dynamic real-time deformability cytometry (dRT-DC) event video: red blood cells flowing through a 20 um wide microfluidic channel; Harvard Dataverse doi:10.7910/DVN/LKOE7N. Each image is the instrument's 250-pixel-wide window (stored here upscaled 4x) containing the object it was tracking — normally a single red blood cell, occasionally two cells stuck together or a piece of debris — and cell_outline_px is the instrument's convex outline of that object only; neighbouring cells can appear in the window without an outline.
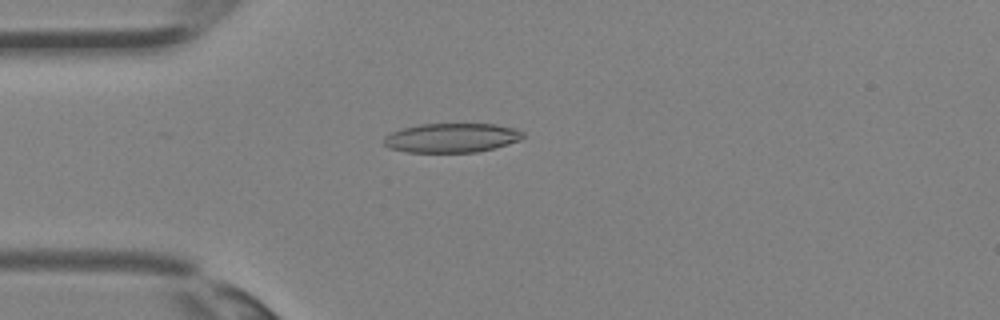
{"species": "Egyptian fruit bat (a non-hibernating species)", "species_latin": "Rousettus aegyptiacus", "temperature_condition": "room temperature", "stored_images_in_passage": 33, "camera_frame_rate_fps": 3000, "um_per_image_px": 0.085, "animal": {"sex": "female"}, "frame": {"image": 1, "passage_image": 7, "time_ms": 2.0, "image_size_px": [1000, 320], "cell_outline_px": [[524, 136], [520, 140], [508, 144], [476, 152], [408, 152], [388, 148], [384, 144], [384, 136], [392, 132], [404, 128], [420, 124], [496, 124], [512, 128], [524, 132]], "centroid_in_image_um": [38.38, 11.71], "position_along_channel_um": 46.6, "area_um2": 23.58}}
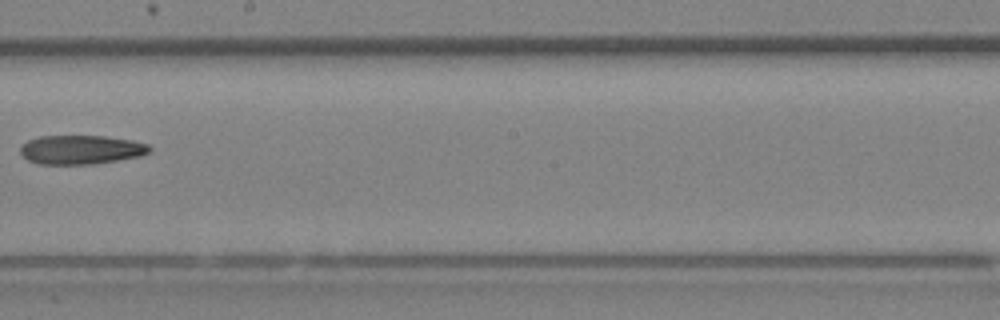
{"frame": {"image": 2, "passage_image": 18, "time_ms": 5.667, "image_size_px": [1000, 320], "cell_outline_px": [[152, 148], [148, 152], [140, 156], [92, 164], [40, 164], [28, 160], [20, 152], [20, 148], [28, 140], [40, 136], [104, 136], [132, 140], [148, 144]], "centroid_in_image_um": [6.89, 12.72], "position_along_channel_um": 241.3, "area_um2": 21.68}}
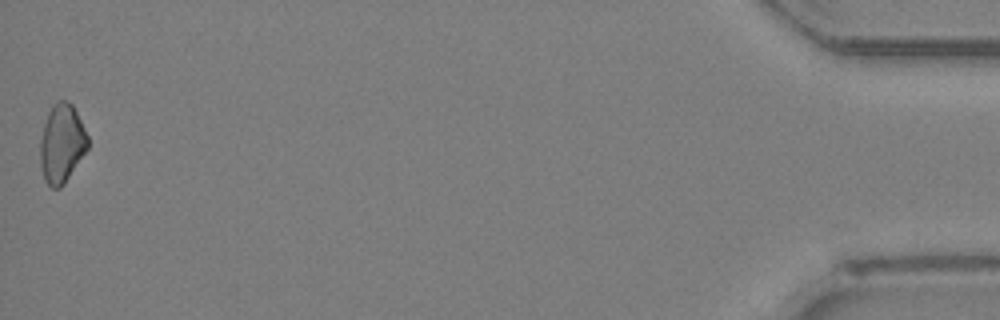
{"frame": {"image": 3, "passage_image": 33, "time_ms": 10.667, "image_size_px": [1000, 320], "cell_outline_px": [[88, 148], [64, 184], [60, 188], [52, 188], [44, 180], [40, 164], [40, 140], [44, 124], [48, 112], [52, 104], [56, 100], [64, 100], [72, 104], [88, 136]], "centroid_in_image_um": [5.24, 12.2], "position_along_channel_um": 430.0, "area_um2": 21.79}}